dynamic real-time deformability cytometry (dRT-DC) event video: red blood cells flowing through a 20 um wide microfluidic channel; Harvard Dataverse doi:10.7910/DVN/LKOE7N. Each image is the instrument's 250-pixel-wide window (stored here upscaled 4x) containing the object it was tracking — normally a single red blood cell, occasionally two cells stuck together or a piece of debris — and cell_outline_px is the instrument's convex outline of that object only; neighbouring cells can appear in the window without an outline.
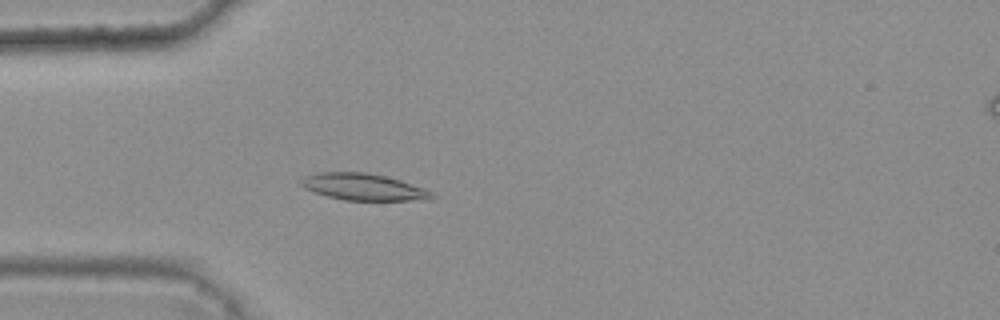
{"species": "common noctule bat (a hibernating species)", "species_latin": "Nyctalus noctula", "temperature_condition": "warm", "stored_images_in_passage": 5, "camera_frame_rate_fps": 3000, "um_per_image_px": 0.085, "animal": {"sex": "female", "body_mass_g": 25.1}, "frame": {"image": 1, "passage_image": 5, "time_ms": 1.333, "image_size_px": [1000, 320], "cell_outline_px": [[436, 196], [432, 200], [344, 200], [328, 196], [304, 188], [300, 184], [300, 180], [304, 176], [320, 172], [364, 172], [384, 176], [400, 180], [424, 188], [432, 192]], "centroid_in_image_um": [30.91, 15.89], "position_along_channel_um": 54.1, "area_um2": 20.29}}